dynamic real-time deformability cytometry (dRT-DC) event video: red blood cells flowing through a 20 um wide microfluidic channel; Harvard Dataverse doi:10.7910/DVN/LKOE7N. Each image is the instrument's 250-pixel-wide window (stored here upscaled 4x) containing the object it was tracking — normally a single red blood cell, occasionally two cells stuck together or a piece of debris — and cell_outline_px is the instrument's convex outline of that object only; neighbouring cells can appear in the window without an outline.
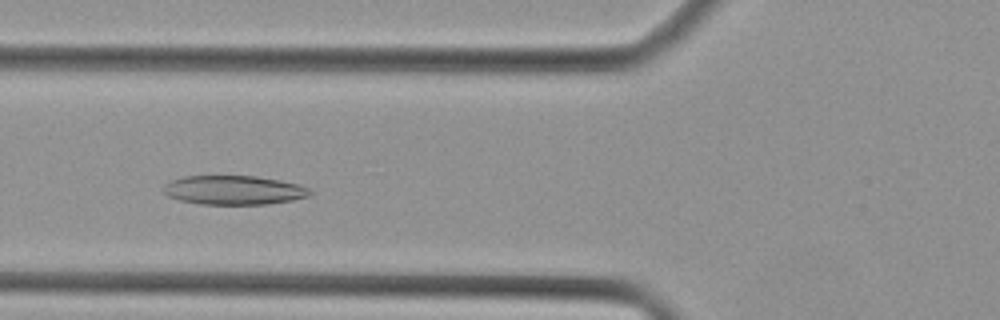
{"species": "Egyptian fruit bat (a non-hibernating species)", "species_latin": "Rousettus aegyptiacus", "temperature_condition": "cold", "stored_images_in_passage": 41, "camera_frame_rate_fps": 3000, "um_per_image_px": 0.085, "animal": {"sex": "female"}, "frame": {"image": 1, "passage_image": 14, "time_ms": 4.333, "image_size_px": [1000, 320], "cell_outline_px": [[312, 192], [308, 196], [292, 200], [268, 204], [200, 204], [180, 200], [168, 196], [164, 192], [164, 184], [172, 180], [184, 176], [256, 176], [280, 180], [300, 184], [308, 188]], "centroid_in_image_um": [19.88, 16.15], "position_along_channel_um": 105.9, "area_um2": 24.8}}
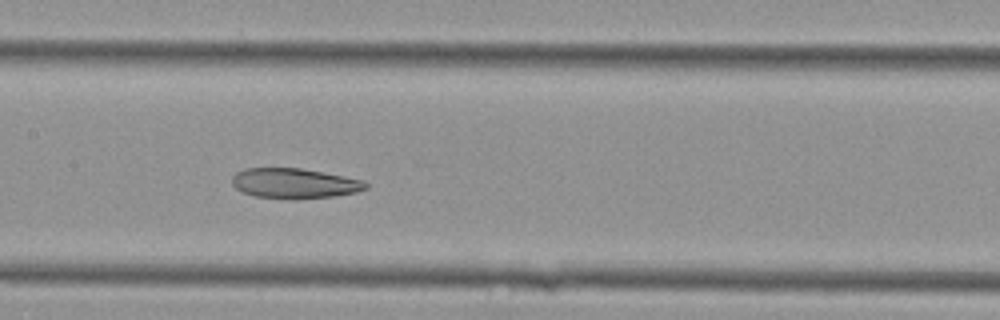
{"frame": {"image": 2, "passage_image": 19, "time_ms": 6.0, "image_size_px": [1000, 320], "cell_outline_px": [[368, 188], [356, 192], [336, 196], [292, 200], [256, 196], [240, 192], [232, 184], [232, 176], [236, 172], [244, 168], [300, 168], [324, 172], [364, 180], [368, 184]], "centroid_in_image_um": [25.02, 15.59], "position_along_channel_um": 182.4, "area_um2": 23.81}}
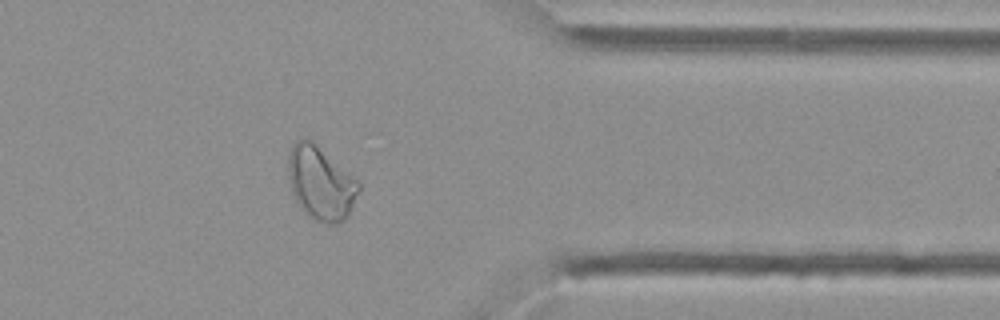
{"frame": {"image": 3, "passage_image": 33, "time_ms": 10.667, "image_size_px": [1000, 320], "cell_outline_px": [[360, 188], [348, 216], [344, 220], [336, 224], [324, 224], [312, 220], [304, 212], [296, 200], [292, 192], [288, 176], [288, 152], [292, 144], [296, 140], [304, 136], [312, 140], [356, 180], [360, 184]], "centroid_in_image_um": [27.22, 15.57], "position_along_channel_um": 384.2, "area_um2": 30.23}}